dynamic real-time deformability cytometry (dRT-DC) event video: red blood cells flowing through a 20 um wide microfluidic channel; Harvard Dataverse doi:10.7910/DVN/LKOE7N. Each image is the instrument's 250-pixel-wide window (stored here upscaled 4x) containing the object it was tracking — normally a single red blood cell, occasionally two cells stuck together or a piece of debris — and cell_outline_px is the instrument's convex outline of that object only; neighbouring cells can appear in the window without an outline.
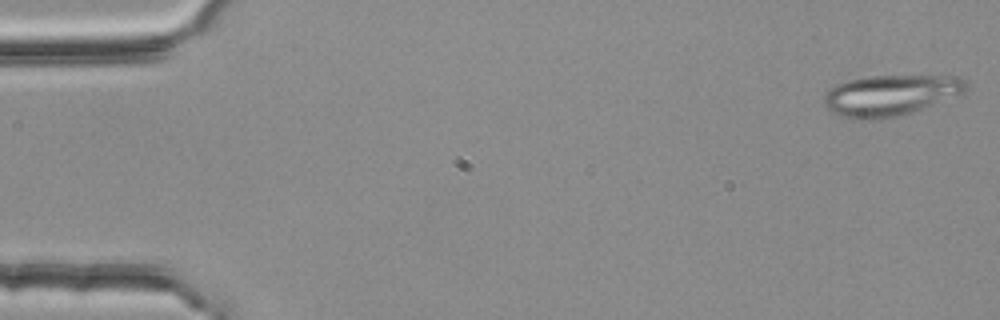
{"species": "common noctule bat (a hibernating species)", "species_latin": "Nyctalus noctula", "temperature_condition": "room temperature", "stored_images_in_passage": 13, "camera_frame_rate_fps": 3000, "um_per_image_px": 0.085, "animal": {"sex": "female", "body_mass_g": 25.1}, "frame": {"image": 1, "passage_image": 1, "time_ms": 0.0, "image_size_px": [1000, 320], "cell_outline_px": [[968, 88], [960, 92], [912, 112], [900, 116], [872, 120], [852, 120], [832, 112], [828, 108], [824, 100], [824, 92], [828, 88], [836, 84], [852, 80], [872, 76], [960, 76], [964, 80]], "centroid_in_image_um": [75.59, 8.11], "position_along_channel_um": 9.4, "area_um2": 33.29}}